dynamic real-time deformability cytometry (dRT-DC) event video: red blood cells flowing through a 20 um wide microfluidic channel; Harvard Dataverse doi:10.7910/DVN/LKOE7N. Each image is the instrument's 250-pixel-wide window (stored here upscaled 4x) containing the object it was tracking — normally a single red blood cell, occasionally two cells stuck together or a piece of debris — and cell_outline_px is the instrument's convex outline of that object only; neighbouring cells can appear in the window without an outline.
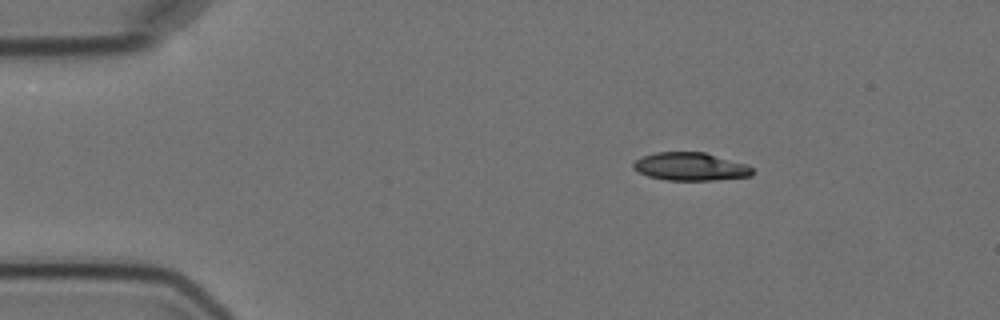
{"species": "Egyptian fruit bat (a non-hibernating species)", "species_latin": "Rousettus aegyptiacus", "temperature_condition": "cold", "stored_images_in_passage": 4, "camera_frame_rate_fps": 3000, "um_per_image_px": 0.085, "animal": {"sex": "female"}, "frame": {"image": 1, "passage_image": 2, "time_ms": 1.0, "image_size_px": [1000, 320], "cell_outline_px": [[752, 176], [716, 180], [668, 180], [648, 176], [632, 168], [632, 164], [636, 160], [644, 156], [656, 152], [704, 152], [744, 164], [752, 168]], "centroid_in_image_um": [58.67, 14.16], "position_along_channel_um": 26.3, "area_um2": 19.19}}